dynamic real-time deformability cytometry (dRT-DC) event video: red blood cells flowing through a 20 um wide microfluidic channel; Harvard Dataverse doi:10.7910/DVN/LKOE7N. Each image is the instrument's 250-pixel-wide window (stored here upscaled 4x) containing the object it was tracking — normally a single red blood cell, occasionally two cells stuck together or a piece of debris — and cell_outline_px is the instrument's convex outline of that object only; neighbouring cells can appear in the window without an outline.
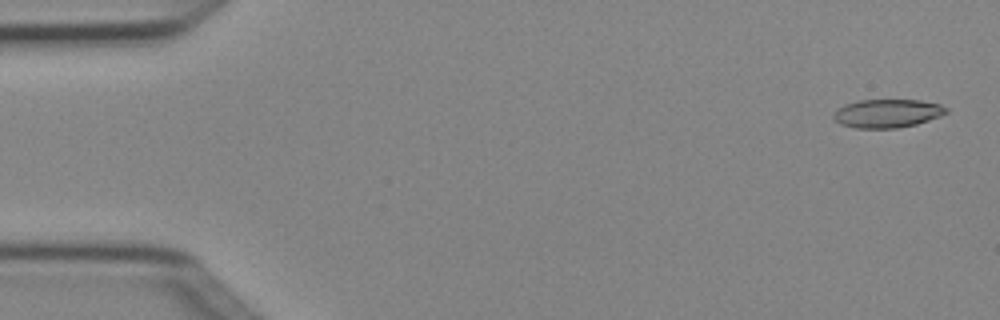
{"species": "Egyptian fruit bat (a non-hibernating species)", "species_latin": "Rousettus aegyptiacus", "temperature_condition": "cold", "stored_images_in_passage": 3, "camera_frame_rate_fps": 3000, "um_per_image_px": 0.085, "animal": {"sex": "female"}, "frame": {"image": 1, "passage_image": 1, "time_ms": 0.0, "image_size_px": [1000, 320], "cell_outline_px": [[948, 112], [940, 116], [916, 124], [896, 128], [856, 128], [840, 124], [832, 116], [844, 104], [856, 100], [920, 100], [940, 104], [948, 108]], "centroid_in_image_um": [75.43, 9.63], "position_along_channel_um": 9.6, "area_um2": 18.61}}
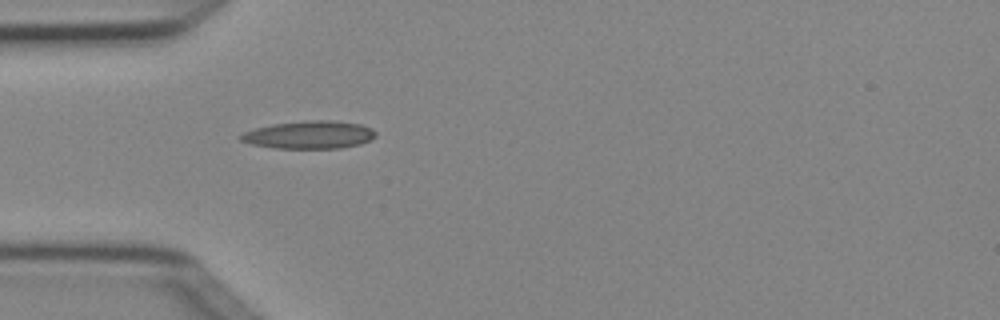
{"frame": {"image": 2, "passage_image": 3, "time_ms": 0.667, "image_size_px": [1000, 320], "cell_outline_px": [[376, 136], [372, 140], [360, 144], [340, 148], [272, 148], [252, 144], [240, 140], [236, 136], [244, 132], [256, 128], [272, 124], [304, 120], [332, 120], [360, 124], [372, 128], [376, 132]], "centroid_in_image_um": [26.29, 11.45], "position_along_channel_um": 58.7, "area_um2": 22.08}}